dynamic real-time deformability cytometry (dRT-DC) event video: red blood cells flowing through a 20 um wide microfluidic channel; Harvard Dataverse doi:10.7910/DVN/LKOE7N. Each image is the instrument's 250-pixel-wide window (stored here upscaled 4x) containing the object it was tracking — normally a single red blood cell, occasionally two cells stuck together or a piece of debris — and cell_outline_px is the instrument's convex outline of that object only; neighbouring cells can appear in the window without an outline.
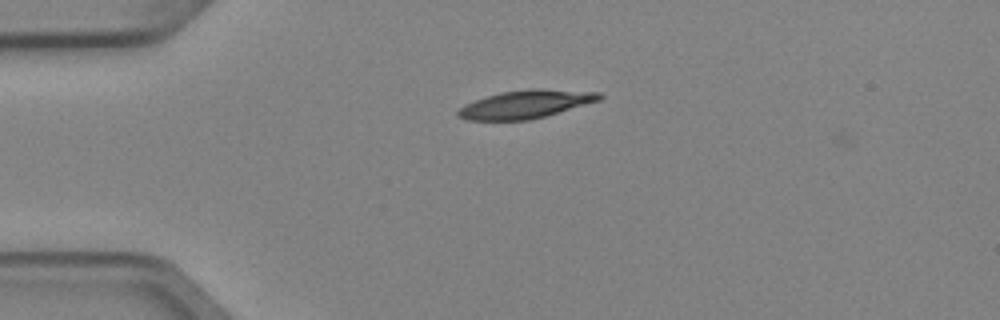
{"species": "Egyptian fruit bat (a non-hibernating species)", "species_latin": "Rousettus aegyptiacus", "temperature_condition": "cold", "stored_images_in_passage": 1, "camera_frame_rate_fps": 3000, "um_per_image_px": 0.085, "animal": {"sex": "female"}, "frame": {"image": 1, "passage_image": 1, "time_ms": 0.0, "image_size_px": [1000, 320], "cell_outline_px": [[604, 96], [600, 100], [544, 116], [528, 120], [468, 120], [456, 116], [456, 112], [464, 104], [500, 92], [528, 88], [540, 88], [600, 92]], "centroid_in_image_um": [44.68, 8.85], "position_along_channel_um": 40.3, "area_um2": 23.12}}